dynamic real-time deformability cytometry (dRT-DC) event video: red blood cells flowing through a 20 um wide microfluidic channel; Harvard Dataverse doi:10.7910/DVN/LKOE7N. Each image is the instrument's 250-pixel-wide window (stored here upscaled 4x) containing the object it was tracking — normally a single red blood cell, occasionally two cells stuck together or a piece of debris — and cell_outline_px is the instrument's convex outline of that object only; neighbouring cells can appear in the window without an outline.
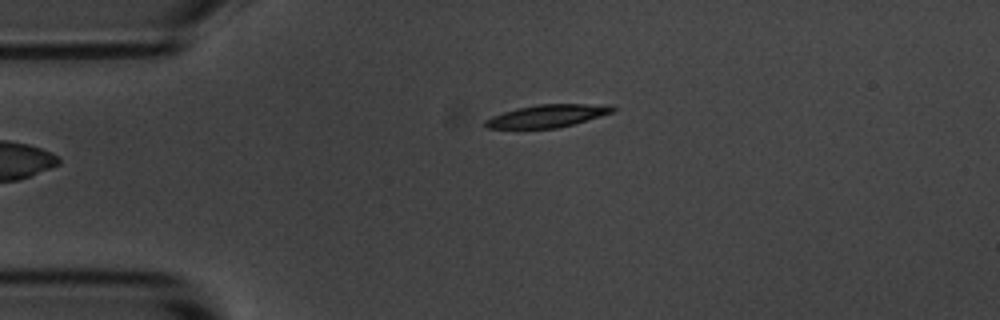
{"species": "common noctule bat (a hibernating species)", "species_latin": "Nyctalus noctula", "temperature_condition": "room temperature", "stored_images_in_passage": 2, "camera_frame_rate_fps": 3000, "um_per_image_px": 0.085, "animal": {"sex": "male", "body_mass_g": 20.1, "forearm_length_mm": 53.5}, "frame": {"image": 1, "passage_image": 2, "time_ms": 1.333, "image_size_px": [1000, 320], "cell_outline_px": [[616, 108], [612, 112], [600, 116], [572, 124], [556, 128], [516, 132], [488, 128], [484, 124], [484, 120], [492, 116], [516, 108], [536, 104], [612, 104]], "centroid_in_image_um": [46.4, 9.9], "position_along_channel_um": 38.6, "area_um2": 17.69}}